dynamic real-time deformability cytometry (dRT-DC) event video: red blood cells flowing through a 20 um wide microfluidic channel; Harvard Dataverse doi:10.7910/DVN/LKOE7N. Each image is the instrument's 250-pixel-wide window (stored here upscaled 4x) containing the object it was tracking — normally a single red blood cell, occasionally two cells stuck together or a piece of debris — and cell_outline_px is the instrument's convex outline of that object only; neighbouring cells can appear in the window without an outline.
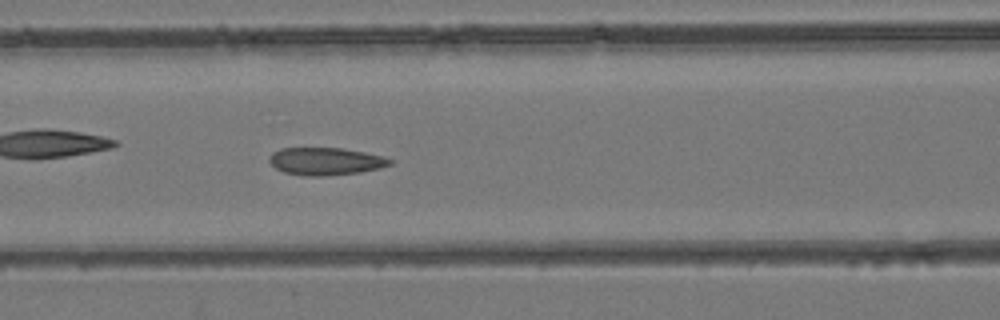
{"species": "common noctule bat (a hibernating species)", "species_latin": "Nyctalus noctula", "temperature_condition": "room temperature", "stored_images_in_passage": 50, "camera_frame_rate_fps": 3000, "um_per_image_px": 0.085, "animal": {"sex": "female", "body_mass_g": 24.6, "forearm_length_mm": 56.2}, "frame": {"image": 1, "passage_image": 22, "time_ms": 7.0, "image_size_px": [1000, 320], "cell_outline_px": [[392, 164], [380, 168], [360, 172], [324, 176], [304, 176], [284, 172], [276, 168], [268, 160], [268, 156], [272, 152], [280, 148], [344, 148], [384, 156], [392, 160]], "centroid_in_image_um": [27.66, 13.7], "position_along_channel_um": 138.9, "area_um2": 19.48}}
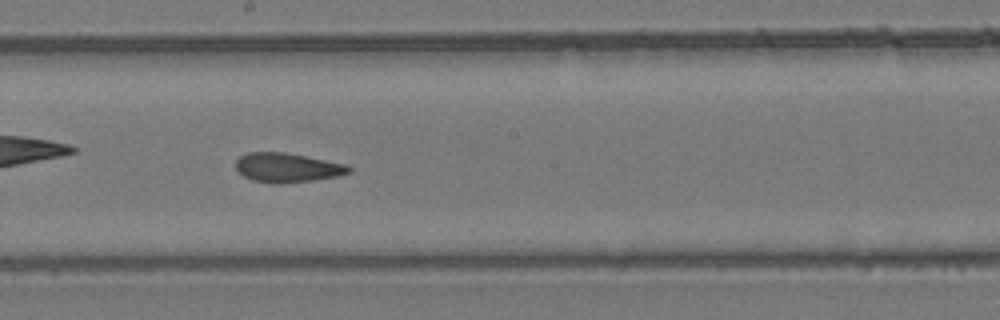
{"frame": {"image": 2, "passage_image": 28, "time_ms": 9.0, "image_size_px": [1000, 320], "cell_outline_px": [[352, 172], [336, 176], [312, 180], [280, 184], [272, 184], [252, 180], [244, 176], [236, 168], [236, 160], [240, 156], [248, 152], [284, 152], [348, 164], [352, 168]], "centroid_in_image_um": [24.43, 14.25], "position_along_channel_um": 223.8, "area_um2": 19.36}}
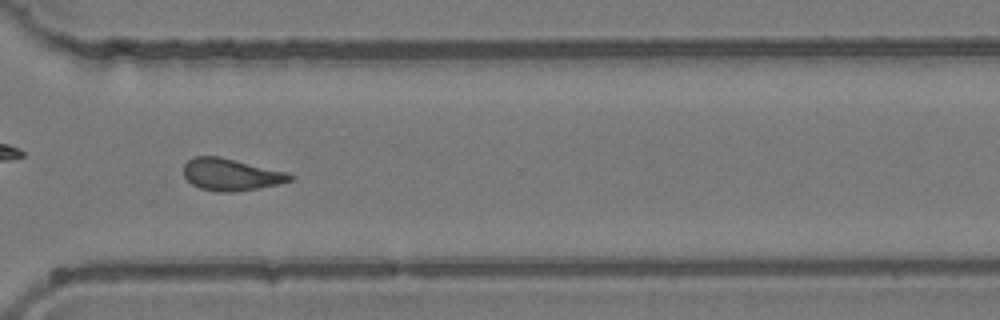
{"frame": {"image": 3, "passage_image": 37, "time_ms": 12.0, "image_size_px": [1000, 320], "cell_outline_px": [[292, 180], [280, 184], [232, 192], [220, 192], [200, 188], [192, 184], [184, 176], [184, 164], [188, 160], [196, 156], [220, 156], [288, 172], [292, 176]], "centroid_in_image_um": [19.63, 14.83], "position_along_channel_um": 351.0, "area_um2": 19.77}}